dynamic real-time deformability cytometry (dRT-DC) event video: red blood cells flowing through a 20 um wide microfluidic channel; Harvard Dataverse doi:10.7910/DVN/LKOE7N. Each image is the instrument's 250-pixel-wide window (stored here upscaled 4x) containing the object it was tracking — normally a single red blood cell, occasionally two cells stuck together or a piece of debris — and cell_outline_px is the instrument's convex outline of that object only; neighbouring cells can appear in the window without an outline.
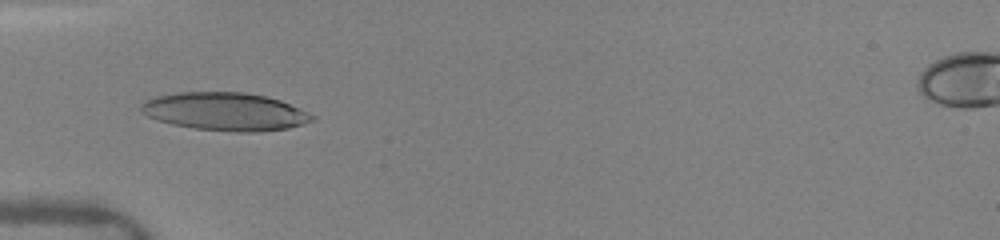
{"species": "human", "species_latin": "Homo sapiens", "temperature_condition": "warm", "stored_images_in_passage": 8, "camera_frame_rate_fps": 3000, "um_per_image_px": 0.085, "donor": {"sex": "female"}, "frame": {"image": 1, "passage_image": 1, "time_ms": 0.0, "image_size_px": [1000, 240], "cell_outline_px": [[316, 120], [304, 124], [288, 128], [260, 132], [236, 132], [196, 128], [172, 124], [156, 120], [148, 116], [140, 108], [140, 104], [144, 100], [156, 96], [180, 92], [244, 92], [268, 96], [280, 100], [308, 112], [316, 116]], "centroid_in_image_um": [19.17, 9.48], "position_along_channel_um": 65.8, "area_um2": 38.03}}
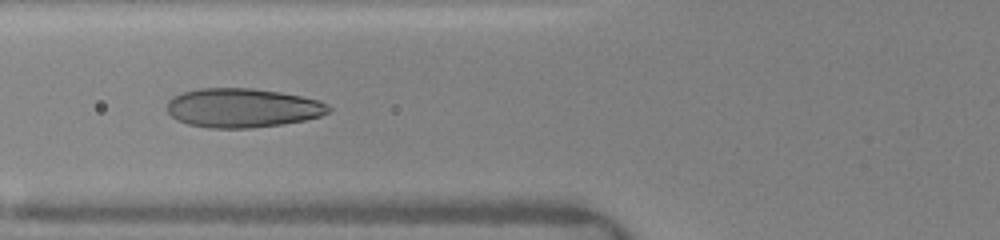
{"frame": {"image": 2, "passage_image": 7, "time_ms": 1.0, "image_size_px": [1000, 240], "cell_outline_px": [[332, 108], [328, 112], [320, 116], [304, 120], [280, 124], [252, 128], [208, 128], [188, 124], [176, 120], [168, 112], [168, 100], [172, 96], [184, 92], [200, 88], [252, 88], [280, 92], [320, 100], [328, 104]], "centroid_in_image_um": [20.61, 9.17], "position_along_channel_um": 105.2, "area_um2": 36.88}}